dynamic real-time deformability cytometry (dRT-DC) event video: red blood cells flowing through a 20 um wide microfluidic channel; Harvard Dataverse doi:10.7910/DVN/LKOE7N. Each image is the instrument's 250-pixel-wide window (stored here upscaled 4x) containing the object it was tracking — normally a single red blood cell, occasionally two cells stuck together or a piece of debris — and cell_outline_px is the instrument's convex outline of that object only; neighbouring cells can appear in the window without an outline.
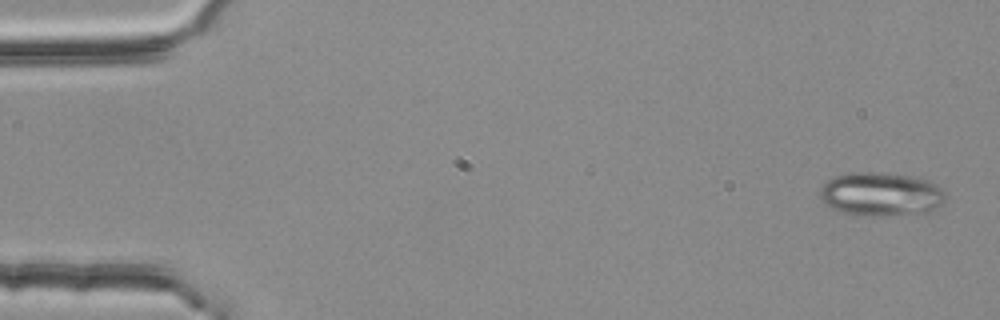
{"species": "common noctule bat (a hibernating species)", "species_latin": "Nyctalus noctula", "temperature_condition": "room temperature", "stored_images_in_passage": 3, "segment_of_instrument_passage": [2, 2], "camera_frame_rate_fps": 3000, "um_per_image_px": 0.085, "animal": {"sex": "female", "body_mass_g": 25.1}, "frame": {"image": 1, "passage_image": 3, "time_ms": 0.667, "image_size_px": [1000, 320], "cell_outline_px": [[944, 204], [928, 212], [884, 216], [856, 216], [840, 212], [824, 204], [820, 200], [820, 188], [832, 176], [852, 172], [876, 172], [912, 176], [928, 180], [936, 184], [944, 192]], "centroid_in_image_um": [74.84, 16.52], "position_along_channel_um": 10.2, "area_um2": 32.43}}